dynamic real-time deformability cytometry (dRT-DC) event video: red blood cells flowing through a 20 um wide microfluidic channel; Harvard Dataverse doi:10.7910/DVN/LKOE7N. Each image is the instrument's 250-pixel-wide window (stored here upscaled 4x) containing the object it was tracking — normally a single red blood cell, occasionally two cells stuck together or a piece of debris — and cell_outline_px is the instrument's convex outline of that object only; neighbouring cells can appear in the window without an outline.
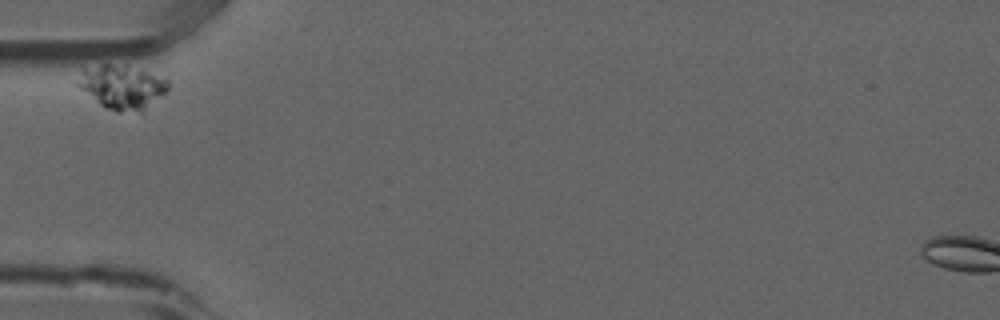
{"species": "common noctule bat (a hibernating species)", "species_latin": "Nyctalus noctula", "temperature_condition": "room temperature", "stored_images_in_passage": 1, "camera_frame_rate_fps": 3000, "um_per_image_px": 0.085, "animal": {"sex": "male", "forearm_length_mm": 52.5}, "frame": {"image": 1, "passage_image": 1, "time_ms": 0.0, "image_size_px": [1000, 320], "cell_outline_px": [[168, 88], [144, 112], [116, 112], [100, 104], [80, 88], [76, 84], [84, 68], [104, 64], [108, 64], [144, 72], [168, 80]], "centroid_in_image_um": [10.35, 7.44], "position_along_channel_um": 74.7, "area_um2": 22.2}}